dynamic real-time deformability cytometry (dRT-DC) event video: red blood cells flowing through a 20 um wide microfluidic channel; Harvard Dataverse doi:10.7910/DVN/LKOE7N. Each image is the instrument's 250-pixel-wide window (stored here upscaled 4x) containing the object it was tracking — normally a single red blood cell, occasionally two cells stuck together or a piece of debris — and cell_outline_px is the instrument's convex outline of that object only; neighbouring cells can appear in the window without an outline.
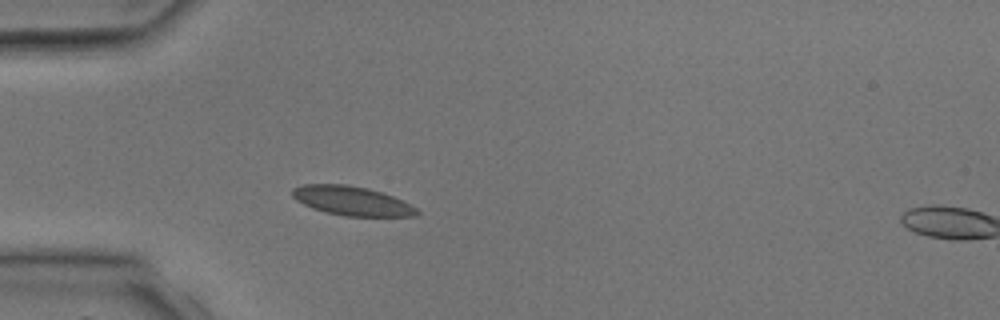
{"species": "common noctule bat (a hibernating species)", "species_latin": "Nyctalus noctula", "temperature_condition": "room temperature", "stored_images_in_passage": 2, "segment_of_instrument_passage": [1, 2], "camera_frame_rate_fps": 3000, "um_per_image_px": 0.085, "animal": {"sex": "male", "body_mass_g": 17.9, "forearm_length_mm": 54.2}, "frame": {"image": 1, "passage_image": 1, "time_ms": 0.0, "image_size_px": [1000, 320], "cell_outline_px": [[420, 212], [416, 216], [344, 216], [324, 212], [312, 208], [296, 200], [292, 196], [292, 188], [304, 184], [344, 184], [368, 188], [392, 196], [416, 208]], "centroid_in_image_um": [29.86, 17.07], "position_along_channel_um": 55.1, "area_um2": 21.04}}